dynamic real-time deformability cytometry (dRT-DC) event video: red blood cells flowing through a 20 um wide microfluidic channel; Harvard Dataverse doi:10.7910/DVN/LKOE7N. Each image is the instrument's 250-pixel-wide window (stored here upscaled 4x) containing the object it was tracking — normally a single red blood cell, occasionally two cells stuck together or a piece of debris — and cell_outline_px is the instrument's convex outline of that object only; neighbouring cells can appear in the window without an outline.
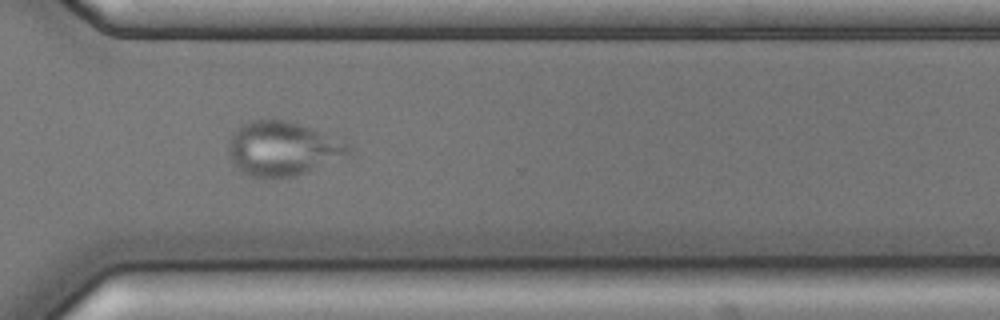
{"species": "common noctule bat (a hibernating species)", "species_latin": "Nyctalus noctula", "temperature_condition": "cold", "stored_images_in_passage": 54, "camera_frame_rate_fps": 3000, "um_per_image_px": 0.085, "animal": {"sex": "male", "body_mass_g": 17.9, "forearm_length_mm": 54.2}, "frame": {"image": 1, "passage_image": 39, "time_ms": 12.667, "image_size_px": [1000, 320], "cell_outline_px": [[352, 156], [292, 176], [248, 176], [236, 168], [232, 164], [228, 152], [228, 140], [232, 132], [236, 128], [252, 120], [284, 120], [320, 132], [352, 144]], "centroid_in_image_um": [24.02, 12.64], "position_along_channel_um": 346.6, "area_um2": 37.74}}